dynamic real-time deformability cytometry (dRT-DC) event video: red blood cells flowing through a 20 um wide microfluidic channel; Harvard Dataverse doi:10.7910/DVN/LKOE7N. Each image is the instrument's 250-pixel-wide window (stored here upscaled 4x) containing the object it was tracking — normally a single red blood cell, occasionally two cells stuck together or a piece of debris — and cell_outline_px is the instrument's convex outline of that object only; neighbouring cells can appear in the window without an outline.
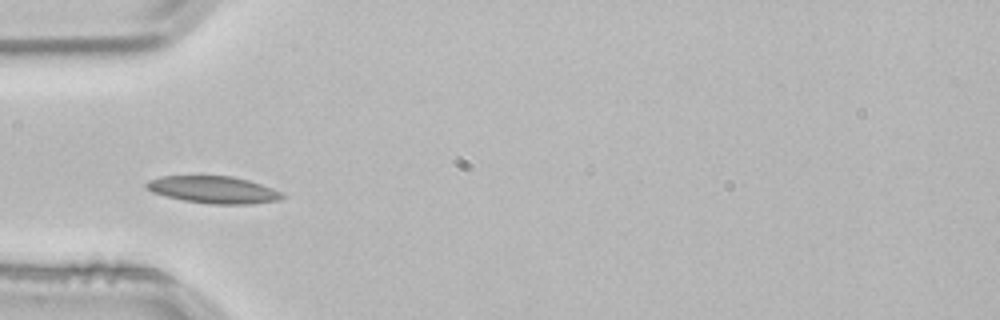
{"species": "common noctule bat (a hibernating species)", "species_latin": "Nyctalus noctula", "temperature_condition": "room temperature", "stored_images_in_passage": 3, "camera_frame_rate_fps": 3000, "um_per_image_px": 0.085, "animal": {"sex": "male", "body_mass_g": 21.5, "forearm_length_mm": 52.0}, "frame": {"image": 1, "passage_image": 3, "time_ms": 0.667, "image_size_px": [1000, 320], "cell_outline_px": [[288, 196], [280, 200], [248, 204], [208, 204], [184, 200], [164, 196], [152, 192], [144, 188], [144, 184], [148, 180], [160, 176], [232, 176], [248, 180], [284, 192]], "centroid_in_image_um": [18.14, 16.13], "position_along_channel_um": 66.9, "area_um2": 21.73}}